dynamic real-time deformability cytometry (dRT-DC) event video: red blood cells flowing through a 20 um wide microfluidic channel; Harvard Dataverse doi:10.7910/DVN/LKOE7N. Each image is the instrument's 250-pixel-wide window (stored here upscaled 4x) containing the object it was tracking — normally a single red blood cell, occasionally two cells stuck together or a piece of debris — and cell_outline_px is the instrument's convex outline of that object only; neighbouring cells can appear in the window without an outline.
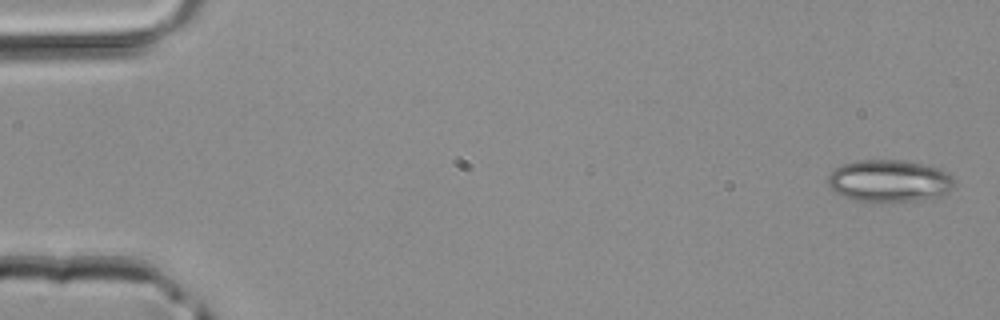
{"species": "common noctule bat (a hibernating species)", "species_latin": "Nyctalus noctula", "temperature_condition": "room temperature", "stored_images_in_passage": 3, "camera_frame_rate_fps": 3000, "um_per_image_px": 0.085, "animal": {"sex": "male", "body_mass_g": 20.4}, "frame": {"image": 1, "passage_image": 1, "time_ms": 0.0, "image_size_px": [1000, 320], "cell_outline_px": [[956, 184], [948, 192], [940, 196], [916, 200], [880, 204], [876, 204], [856, 200], [844, 196], [836, 192], [828, 184], [828, 176], [836, 168], [844, 164], [856, 160], [900, 160], [920, 164], [936, 168], [948, 172], [956, 180]], "centroid_in_image_um": [75.61, 15.41], "position_along_channel_um": 9.4, "area_um2": 31.33}}
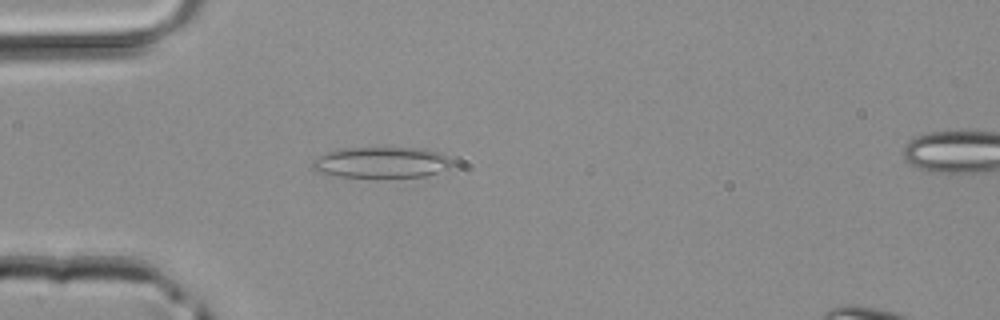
{"frame": {"image": 2, "passage_image": 3, "time_ms": 0.667, "image_size_px": [1000, 320], "cell_outline_px": [[452, 164], [448, 168], [424, 176], [388, 180], [376, 180], [328, 176], [312, 168], [312, 160], [316, 156], [328, 152], [344, 148], [424, 148], [436, 152], [444, 156]], "centroid_in_image_um": [32.31, 13.87], "position_along_channel_um": 52.7, "area_um2": 26.18}}